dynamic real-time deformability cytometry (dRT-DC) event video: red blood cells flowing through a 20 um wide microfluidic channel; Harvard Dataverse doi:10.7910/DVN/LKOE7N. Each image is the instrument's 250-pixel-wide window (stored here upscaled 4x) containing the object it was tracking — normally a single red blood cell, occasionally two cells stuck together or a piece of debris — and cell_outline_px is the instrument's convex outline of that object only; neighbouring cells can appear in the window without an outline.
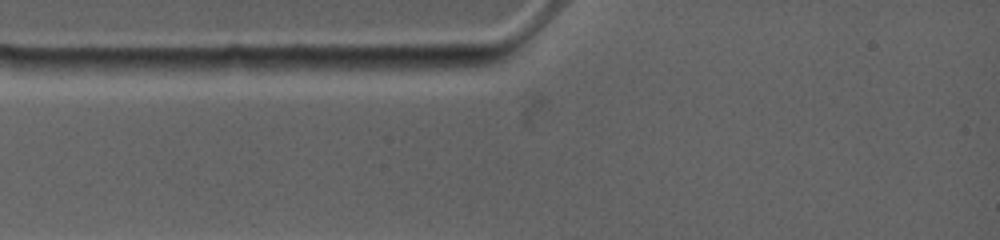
{"species": "common noctule bat (a hibernating species)", "species_latin": "Nyctalus noctula", "temperature_condition": "warm", "stored_images_in_passage": 1, "camera_frame_rate_fps": 4500, "um_per_image_px": 0.085, "animal": {"sex": "female", "body_mass_g": 19.0, "forearm_length_mm": 53.3}, "frame": {"image": 1, "passage_image": 1, "time_ms": 0.0, "image_size_px": [1000, 240], "cell_outline_px": [[264, 64], [256, 68], [192, 76], [176, 76], [156, 68], [164, 60], [228, 56], [244, 56], [256, 60]], "centroid_in_image_um": [17.64, 5.56], "position_along_channel_um": 67.4, "area_um2": 10.69}}